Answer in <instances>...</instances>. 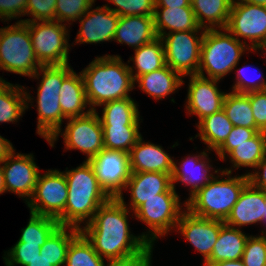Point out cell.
I'll return each mask as SVG.
<instances>
[{
	"label": "cell",
	"instance_id": "obj_42",
	"mask_svg": "<svg viewBox=\"0 0 266 266\" xmlns=\"http://www.w3.org/2000/svg\"><path fill=\"white\" fill-rule=\"evenodd\" d=\"M40 244H26V242H17L13 248L8 250L5 260L7 266L19 264L26 266L29 261H32L40 254Z\"/></svg>",
	"mask_w": 266,
	"mask_h": 266
},
{
	"label": "cell",
	"instance_id": "obj_16",
	"mask_svg": "<svg viewBox=\"0 0 266 266\" xmlns=\"http://www.w3.org/2000/svg\"><path fill=\"white\" fill-rule=\"evenodd\" d=\"M224 221L201 218L183 211L176 228L204 257V264L210 259Z\"/></svg>",
	"mask_w": 266,
	"mask_h": 266
},
{
	"label": "cell",
	"instance_id": "obj_48",
	"mask_svg": "<svg viewBox=\"0 0 266 266\" xmlns=\"http://www.w3.org/2000/svg\"><path fill=\"white\" fill-rule=\"evenodd\" d=\"M260 130L234 126L223 144H242L253 138Z\"/></svg>",
	"mask_w": 266,
	"mask_h": 266
},
{
	"label": "cell",
	"instance_id": "obj_19",
	"mask_svg": "<svg viewBox=\"0 0 266 266\" xmlns=\"http://www.w3.org/2000/svg\"><path fill=\"white\" fill-rule=\"evenodd\" d=\"M266 206V192L254 187L250 182L244 187L238 201L225 224L231 227L263 222Z\"/></svg>",
	"mask_w": 266,
	"mask_h": 266
},
{
	"label": "cell",
	"instance_id": "obj_5",
	"mask_svg": "<svg viewBox=\"0 0 266 266\" xmlns=\"http://www.w3.org/2000/svg\"><path fill=\"white\" fill-rule=\"evenodd\" d=\"M31 78L42 80L37 88L38 124L37 134L44 137L51 147L61 133L63 116L60 106V89L63 80L73 71L69 63L64 65L41 66ZM41 73V74H40Z\"/></svg>",
	"mask_w": 266,
	"mask_h": 266
},
{
	"label": "cell",
	"instance_id": "obj_28",
	"mask_svg": "<svg viewBox=\"0 0 266 266\" xmlns=\"http://www.w3.org/2000/svg\"><path fill=\"white\" fill-rule=\"evenodd\" d=\"M138 87L156 100L170 95L179 89L182 84V76L175 70L165 65L161 69L143 74L136 80Z\"/></svg>",
	"mask_w": 266,
	"mask_h": 266
},
{
	"label": "cell",
	"instance_id": "obj_26",
	"mask_svg": "<svg viewBox=\"0 0 266 266\" xmlns=\"http://www.w3.org/2000/svg\"><path fill=\"white\" fill-rule=\"evenodd\" d=\"M153 18L157 37L166 34L165 29L169 33L203 29L198 26L192 7H155Z\"/></svg>",
	"mask_w": 266,
	"mask_h": 266
},
{
	"label": "cell",
	"instance_id": "obj_14",
	"mask_svg": "<svg viewBox=\"0 0 266 266\" xmlns=\"http://www.w3.org/2000/svg\"><path fill=\"white\" fill-rule=\"evenodd\" d=\"M67 120L62 135L67 150L78 149L87 154L86 161H89L104 149L103 128L96 110Z\"/></svg>",
	"mask_w": 266,
	"mask_h": 266
},
{
	"label": "cell",
	"instance_id": "obj_11",
	"mask_svg": "<svg viewBox=\"0 0 266 266\" xmlns=\"http://www.w3.org/2000/svg\"><path fill=\"white\" fill-rule=\"evenodd\" d=\"M68 187L65 174L58 170H48L39 174L34 193L26 201L30 212L58 219L65 211Z\"/></svg>",
	"mask_w": 266,
	"mask_h": 266
},
{
	"label": "cell",
	"instance_id": "obj_24",
	"mask_svg": "<svg viewBox=\"0 0 266 266\" xmlns=\"http://www.w3.org/2000/svg\"><path fill=\"white\" fill-rule=\"evenodd\" d=\"M208 155L203 151L200 155L185 158L183 163L178 167L177 163L173 162L172 183L182 182L185 185H191L190 197L194 195L201 187L211 181L214 176L210 174L211 165L208 164ZM207 161H206V160ZM198 170V171H197ZM198 172V173H197ZM201 173V174H200Z\"/></svg>",
	"mask_w": 266,
	"mask_h": 266
},
{
	"label": "cell",
	"instance_id": "obj_36",
	"mask_svg": "<svg viewBox=\"0 0 266 266\" xmlns=\"http://www.w3.org/2000/svg\"><path fill=\"white\" fill-rule=\"evenodd\" d=\"M140 125H102L104 148L119 150L126 153L136 144L141 137Z\"/></svg>",
	"mask_w": 266,
	"mask_h": 266
},
{
	"label": "cell",
	"instance_id": "obj_55",
	"mask_svg": "<svg viewBox=\"0 0 266 266\" xmlns=\"http://www.w3.org/2000/svg\"><path fill=\"white\" fill-rule=\"evenodd\" d=\"M239 1L266 6V0H239Z\"/></svg>",
	"mask_w": 266,
	"mask_h": 266
},
{
	"label": "cell",
	"instance_id": "obj_45",
	"mask_svg": "<svg viewBox=\"0 0 266 266\" xmlns=\"http://www.w3.org/2000/svg\"><path fill=\"white\" fill-rule=\"evenodd\" d=\"M250 105L257 128L266 132V89L250 92Z\"/></svg>",
	"mask_w": 266,
	"mask_h": 266
},
{
	"label": "cell",
	"instance_id": "obj_13",
	"mask_svg": "<svg viewBox=\"0 0 266 266\" xmlns=\"http://www.w3.org/2000/svg\"><path fill=\"white\" fill-rule=\"evenodd\" d=\"M237 40H250L251 51L266 42V6L233 0L226 28Z\"/></svg>",
	"mask_w": 266,
	"mask_h": 266
},
{
	"label": "cell",
	"instance_id": "obj_8",
	"mask_svg": "<svg viewBox=\"0 0 266 266\" xmlns=\"http://www.w3.org/2000/svg\"><path fill=\"white\" fill-rule=\"evenodd\" d=\"M179 199L175 187L172 186L168 191L159 194V197L148 199L134 211L135 216L151 229V234H142L150 245H154L153 241L157 237L168 234L171 228H176L183 213Z\"/></svg>",
	"mask_w": 266,
	"mask_h": 266
},
{
	"label": "cell",
	"instance_id": "obj_39",
	"mask_svg": "<svg viewBox=\"0 0 266 266\" xmlns=\"http://www.w3.org/2000/svg\"><path fill=\"white\" fill-rule=\"evenodd\" d=\"M95 0H57L55 8V21L62 22L76 21L81 18Z\"/></svg>",
	"mask_w": 266,
	"mask_h": 266
},
{
	"label": "cell",
	"instance_id": "obj_47",
	"mask_svg": "<svg viewBox=\"0 0 266 266\" xmlns=\"http://www.w3.org/2000/svg\"><path fill=\"white\" fill-rule=\"evenodd\" d=\"M152 248L153 245H149L141 254L123 260L109 261L107 266H151Z\"/></svg>",
	"mask_w": 266,
	"mask_h": 266
},
{
	"label": "cell",
	"instance_id": "obj_50",
	"mask_svg": "<svg viewBox=\"0 0 266 266\" xmlns=\"http://www.w3.org/2000/svg\"><path fill=\"white\" fill-rule=\"evenodd\" d=\"M155 7H192L189 0H154Z\"/></svg>",
	"mask_w": 266,
	"mask_h": 266
},
{
	"label": "cell",
	"instance_id": "obj_40",
	"mask_svg": "<svg viewBox=\"0 0 266 266\" xmlns=\"http://www.w3.org/2000/svg\"><path fill=\"white\" fill-rule=\"evenodd\" d=\"M116 5L117 8H110L104 5L109 10L116 13L118 16H154L155 3L154 0H107Z\"/></svg>",
	"mask_w": 266,
	"mask_h": 266
},
{
	"label": "cell",
	"instance_id": "obj_17",
	"mask_svg": "<svg viewBox=\"0 0 266 266\" xmlns=\"http://www.w3.org/2000/svg\"><path fill=\"white\" fill-rule=\"evenodd\" d=\"M187 95V113L195 114L199 121L206 116L223 109V102L227 93L221 92L216 86L218 79L190 75Z\"/></svg>",
	"mask_w": 266,
	"mask_h": 266
},
{
	"label": "cell",
	"instance_id": "obj_21",
	"mask_svg": "<svg viewBox=\"0 0 266 266\" xmlns=\"http://www.w3.org/2000/svg\"><path fill=\"white\" fill-rule=\"evenodd\" d=\"M131 172H161L172 175L173 159L161 146L144 142L142 136L129 152Z\"/></svg>",
	"mask_w": 266,
	"mask_h": 266
},
{
	"label": "cell",
	"instance_id": "obj_3",
	"mask_svg": "<svg viewBox=\"0 0 266 266\" xmlns=\"http://www.w3.org/2000/svg\"><path fill=\"white\" fill-rule=\"evenodd\" d=\"M64 174L67 180L68 196L65 211L57 220L59 226L80 229V223L84 220L89 223L98 208L110 197L99 185L89 161H84L75 169L66 170Z\"/></svg>",
	"mask_w": 266,
	"mask_h": 266
},
{
	"label": "cell",
	"instance_id": "obj_6",
	"mask_svg": "<svg viewBox=\"0 0 266 266\" xmlns=\"http://www.w3.org/2000/svg\"><path fill=\"white\" fill-rule=\"evenodd\" d=\"M224 30L226 33L218 29L204 30L197 75L207 77L205 71L207 78L223 79L236 68L242 53L251 50L245 41L237 40L227 29Z\"/></svg>",
	"mask_w": 266,
	"mask_h": 266
},
{
	"label": "cell",
	"instance_id": "obj_46",
	"mask_svg": "<svg viewBox=\"0 0 266 266\" xmlns=\"http://www.w3.org/2000/svg\"><path fill=\"white\" fill-rule=\"evenodd\" d=\"M27 0H0V19L11 20L26 15Z\"/></svg>",
	"mask_w": 266,
	"mask_h": 266
},
{
	"label": "cell",
	"instance_id": "obj_32",
	"mask_svg": "<svg viewBox=\"0 0 266 266\" xmlns=\"http://www.w3.org/2000/svg\"><path fill=\"white\" fill-rule=\"evenodd\" d=\"M130 60L134 61L135 68L129 66L134 81L141 75L161 69L166 65L165 62V49L161 37H157L151 42H148L138 49H135V55ZM134 73V74H133Z\"/></svg>",
	"mask_w": 266,
	"mask_h": 266
},
{
	"label": "cell",
	"instance_id": "obj_7",
	"mask_svg": "<svg viewBox=\"0 0 266 266\" xmlns=\"http://www.w3.org/2000/svg\"><path fill=\"white\" fill-rule=\"evenodd\" d=\"M41 66L25 22L0 28V70L31 78Z\"/></svg>",
	"mask_w": 266,
	"mask_h": 266
},
{
	"label": "cell",
	"instance_id": "obj_31",
	"mask_svg": "<svg viewBox=\"0 0 266 266\" xmlns=\"http://www.w3.org/2000/svg\"><path fill=\"white\" fill-rule=\"evenodd\" d=\"M197 127L200 133L196 137L199 136L204 144L208 145V150L216 151L224 143L234 126L222 109L201 119Z\"/></svg>",
	"mask_w": 266,
	"mask_h": 266
},
{
	"label": "cell",
	"instance_id": "obj_49",
	"mask_svg": "<svg viewBox=\"0 0 266 266\" xmlns=\"http://www.w3.org/2000/svg\"><path fill=\"white\" fill-rule=\"evenodd\" d=\"M261 169L263 172L255 171L248 173L249 182L256 188L266 192V154L265 157L257 165L256 169Z\"/></svg>",
	"mask_w": 266,
	"mask_h": 266
},
{
	"label": "cell",
	"instance_id": "obj_2",
	"mask_svg": "<svg viewBox=\"0 0 266 266\" xmlns=\"http://www.w3.org/2000/svg\"><path fill=\"white\" fill-rule=\"evenodd\" d=\"M81 74L91 110L109 101L129 98L128 92L135 87L129 65L119 55L96 57Z\"/></svg>",
	"mask_w": 266,
	"mask_h": 266
},
{
	"label": "cell",
	"instance_id": "obj_22",
	"mask_svg": "<svg viewBox=\"0 0 266 266\" xmlns=\"http://www.w3.org/2000/svg\"><path fill=\"white\" fill-rule=\"evenodd\" d=\"M215 152L221 160L226 159L227 153L236 168L244 166L256 169L266 154V132L259 131L242 144H222Z\"/></svg>",
	"mask_w": 266,
	"mask_h": 266
},
{
	"label": "cell",
	"instance_id": "obj_15",
	"mask_svg": "<svg viewBox=\"0 0 266 266\" xmlns=\"http://www.w3.org/2000/svg\"><path fill=\"white\" fill-rule=\"evenodd\" d=\"M13 151L4 161L2 169L5 178L6 192H13L20 197H32L40 174L38 166L34 162L33 155L14 153ZM15 154V155H14Z\"/></svg>",
	"mask_w": 266,
	"mask_h": 266
},
{
	"label": "cell",
	"instance_id": "obj_52",
	"mask_svg": "<svg viewBox=\"0 0 266 266\" xmlns=\"http://www.w3.org/2000/svg\"><path fill=\"white\" fill-rule=\"evenodd\" d=\"M26 266H53V265L43 256V254H39L32 261H29V263Z\"/></svg>",
	"mask_w": 266,
	"mask_h": 266
},
{
	"label": "cell",
	"instance_id": "obj_34",
	"mask_svg": "<svg viewBox=\"0 0 266 266\" xmlns=\"http://www.w3.org/2000/svg\"><path fill=\"white\" fill-rule=\"evenodd\" d=\"M103 114L100 117L101 125H139V111L134 100L123 98L104 104Z\"/></svg>",
	"mask_w": 266,
	"mask_h": 266
},
{
	"label": "cell",
	"instance_id": "obj_30",
	"mask_svg": "<svg viewBox=\"0 0 266 266\" xmlns=\"http://www.w3.org/2000/svg\"><path fill=\"white\" fill-rule=\"evenodd\" d=\"M24 87L13 85L6 81H0V122H17L25 109L31 96Z\"/></svg>",
	"mask_w": 266,
	"mask_h": 266
},
{
	"label": "cell",
	"instance_id": "obj_33",
	"mask_svg": "<svg viewBox=\"0 0 266 266\" xmlns=\"http://www.w3.org/2000/svg\"><path fill=\"white\" fill-rule=\"evenodd\" d=\"M70 230L69 232L67 230ZM80 233V229L71 226H58L41 246L40 254L53 266H63L66 261L70 242Z\"/></svg>",
	"mask_w": 266,
	"mask_h": 266
},
{
	"label": "cell",
	"instance_id": "obj_12",
	"mask_svg": "<svg viewBox=\"0 0 266 266\" xmlns=\"http://www.w3.org/2000/svg\"><path fill=\"white\" fill-rule=\"evenodd\" d=\"M99 185L110 198L122 194L131 176L129 153L104 148L89 160Z\"/></svg>",
	"mask_w": 266,
	"mask_h": 266
},
{
	"label": "cell",
	"instance_id": "obj_20",
	"mask_svg": "<svg viewBox=\"0 0 266 266\" xmlns=\"http://www.w3.org/2000/svg\"><path fill=\"white\" fill-rule=\"evenodd\" d=\"M173 186L170 174L161 172H136L131 173L126 183L125 190L130 189V208L133 212L144 202L152 197L168 191Z\"/></svg>",
	"mask_w": 266,
	"mask_h": 266
},
{
	"label": "cell",
	"instance_id": "obj_25",
	"mask_svg": "<svg viewBox=\"0 0 266 266\" xmlns=\"http://www.w3.org/2000/svg\"><path fill=\"white\" fill-rule=\"evenodd\" d=\"M60 106L65 119L84 116L92 110L86 112L88 103L84 80L82 74L72 71L62 82L60 89Z\"/></svg>",
	"mask_w": 266,
	"mask_h": 266
},
{
	"label": "cell",
	"instance_id": "obj_43",
	"mask_svg": "<svg viewBox=\"0 0 266 266\" xmlns=\"http://www.w3.org/2000/svg\"><path fill=\"white\" fill-rule=\"evenodd\" d=\"M57 0H27L26 14L33 19L19 20V22L55 21Z\"/></svg>",
	"mask_w": 266,
	"mask_h": 266
},
{
	"label": "cell",
	"instance_id": "obj_18",
	"mask_svg": "<svg viewBox=\"0 0 266 266\" xmlns=\"http://www.w3.org/2000/svg\"><path fill=\"white\" fill-rule=\"evenodd\" d=\"M75 43H100L113 40L119 16L107 7L88 10L81 18Z\"/></svg>",
	"mask_w": 266,
	"mask_h": 266
},
{
	"label": "cell",
	"instance_id": "obj_37",
	"mask_svg": "<svg viewBox=\"0 0 266 266\" xmlns=\"http://www.w3.org/2000/svg\"><path fill=\"white\" fill-rule=\"evenodd\" d=\"M66 266H105L104 259L93 249L92 244L80 232L67 250Z\"/></svg>",
	"mask_w": 266,
	"mask_h": 266
},
{
	"label": "cell",
	"instance_id": "obj_1",
	"mask_svg": "<svg viewBox=\"0 0 266 266\" xmlns=\"http://www.w3.org/2000/svg\"><path fill=\"white\" fill-rule=\"evenodd\" d=\"M128 208L123 196L110 198L95 212L92 220L80 232L103 258L123 260L141 254L150 244L143 235L130 234Z\"/></svg>",
	"mask_w": 266,
	"mask_h": 266
},
{
	"label": "cell",
	"instance_id": "obj_56",
	"mask_svg": "<svg viewBox=\"0 0 266 266\" xmlns=\"http://www.w3.org/2000/svg\"><path fill=\"white\" fill-rule=\"evenodd\" d=\"M266 50V42H264V43H262L261 45H259L256 49H255V51H257V50ZM266 53V52H265Z\"/></svg>",
	"mask_w": 266,
	"mask_h": 266
},
{
	"label": "cell",
	"instance_id": "obj_57",
	"mask_svg": "<svg viewBox=\"0 0 266 266\" xmlns=\"http://www.w3.org/2000/svg\"><path fill=\"white\" fill-rule=\"evenodd\" d=\"M265 221H266V206H265V214H264V216H263V222L265 223ZM266 224V223H265ZM266 233V232H265ZM266 235V234H265Z\"/></svg>",
	"mask_w": 266,
	"mask_h": 266
},
{
	"label": "cell",
	"instance_id": "obj_9",
	"mask_svg": "<svg viewBox=\"0 0 266 266\" xmlns=\"http://www.w3.org/2000/svg\"><path fill=\"white\" fill-rule=\"evenodd\" d=\"M36 58L42 66L64 65L68 63V31L65 24L58 21L25 22Z\"/></svg>",
	"mask_w": 266,
	"mask_h": 266
},
{
	"label": "cell",
	"instance_id": "obj_51",
	"mask_svg": "<svg viewBox=\"0 0 266 266\" xmlns=\"http://www.w3.org/2000/svg\"><path fill=\"white\" fill-rule=\"evenodd\" d=\"M13 151L14 148L10 141L0 136V163L4 161Z\"/></svg>",
	"mask_w": 266,
	"mask_h": 266
},
{
	"label": "cell",
	"instance_id": "obj_53",
	"mask_svg": "<svg viewBox=\"0 0 266 266\" xmlns=\"http://www.w3.org/2000/svg\"><path fill=\"white\" fill-rule=\"evenodd\" d=\"M212 266H245L242 259L239 260H227L213 264Z\"/></svg>",
	"mask_w": 266,
	"mask_h": 266
},
{
	"label": "cell",
	"instance_id": "obj_29",
	"mask_svg": "<svg viewBox=\"0 0 266 266\" xmlns=\"http://www.w3.org/2000/svg\"><path fill=\"white\" fill-rule=\"evenodd\" d=\"M232 3L233 0H194L191 6L200 28L203 30L218 28L224 31Z\"/></svg>",
	"mask_w": 266,
	"mask_h": 266
},
{
	"label": "cell",
	"instance_id": "obj_27",
	"mask_svg": "<svg viewBox=\"0 0 266 266\" xmlns=\"http://www.w3.org/2000/svg\"><path fill=\"white\" fill-rule=\"evenodd\" d=\"M248 237L239 228L224 223L213 246L211 257L204 266H212L221 261L242 259Z\"/></svg>",
	"mask_w": 266,
	"mask_h": 266
},
{
	"label": "cell",
	"instance_id": "obj_10",
	"mask_svg": "<svg viewBox=\"0 0 266 266\" xmlns=\"http://www.w3.org/2000/svg\"><path fill=\"white\" fill-rule=\"evenodd\" d=\"M198 31L200 30L178 31L166 33L161 37L166 65L182 77L198 74L204 37V31L202 30L200 37L197 35Z\"/></svg>",
	"mask_w": 266,
	"mask_h": 266
},
{
	"label": "cell",
	"instance_id": "obj_38",
	"mask_svg": "<svg viewBox=\"0 0 266 266\" xmlns=\"http://www.w3.org/2000/svg\"><path fill=\"white\" fill-rule=\"evenodd\" d=\"M59 226L58 220L52 217L38 215L30 212V219L17 242L26 244H44L51 233Z\"/></svg>",
	"mask_w": 266,
	"mask_h": 266
},
{
	"label": "cell",
	"instance_id": "obj_4",
	"mask_svg": "<svg viewBox=\"0 0 266 266\" xmlns=\"http://www.w3.org/2000/svg\"><path fill=\"white\" fill-rule=\"evenodd\" d=\"M232 170L221 171L227 179L214 177L184 203L191 214L207 219L224 221L230 215L244 187L249 183L248 174L230 177Z\"/></svg>",
	"mask_w": 266,
	"mask_h": 266
},
{
	"label": "cell",
	"instance_id": "obj_41",
	"mask_svg": "<svg viewBox=\"0 0 266 266\" xmlns=\"http://www.w3.org/2000/svg\"><path fill=\"white\" fill-rule=\"evenodd\" d=\"M247 238L242 261L245 266H266V235Z\"/></svg>",
	"mask_w": 266,
	"mask_h": 266
},
{
	"label": "cell",
	"instance_id": "obj_35",
	"mask_svg": "<svg viewBox=\"0 0 266 266\" xmlns=\"http://www.w3.org/2000/svg\"><path fill=\"white\" fill-rule=\"evenodd\" d=\"M223 111L233 126L258 129L250 105V93H227L223 102Z\"/></svg>",
	"mask_w": 266,
	"mask_h": 266
},
{
	"label": "cell",
	"instance_id": "obj_54",
	"mask_svg": "<svg viewBox=\"0 0 266 266\" xmlns=\"http://www.w3.org/2000/svg\"><path fill=\"white\" fill-rule=\"evenodd\" d=\"M2 163H0V194L5 193V178H4V172L1 166Z\"/></svg>",
	"mask_w": 266,
	"mask_h": 266
},
{
	"label": "cell",
	"instance_id": "obj_44",
	"mask_svg": "<svg viewBox=\"0 0 266 266\" xmlns=\"http://www.w3.org/2000/svg\"><path fill=\"white\" fill-rule=\"evenodd\" d=\"M249 67L251 68L252 66L251 65L245 66V67L239 68L237 70L236 84L233 85L232 92L247 94L250 92L266 89V82H265V79L263 78L264 77L263 75H260L262 77V80L259 79L258 82L255 81L254 78H252V79L251 78L249 79V77L247 78V76L245 75L246 72H244V71L249 70L248 69ZM252 69L253 68H251V70Z\"/></svg>",
	"mask_w": 266,
	"mask_h": 266
},
{
	"label": "cell",
	"instance_id": "obj_23",
	"mask_svg": "<svg viewBox=\"0 0 266 266\" xmlns=\"http://www.w3.org/2000/svg\"><path fill=\"white\" fill-rule=\"evenodd\" d=\"M157 38L154 18L149 16H119L113 40L135 49Z\"/></svg>",
	"mask_w": 266,
	"mask_h": 266
}]
</instances>
